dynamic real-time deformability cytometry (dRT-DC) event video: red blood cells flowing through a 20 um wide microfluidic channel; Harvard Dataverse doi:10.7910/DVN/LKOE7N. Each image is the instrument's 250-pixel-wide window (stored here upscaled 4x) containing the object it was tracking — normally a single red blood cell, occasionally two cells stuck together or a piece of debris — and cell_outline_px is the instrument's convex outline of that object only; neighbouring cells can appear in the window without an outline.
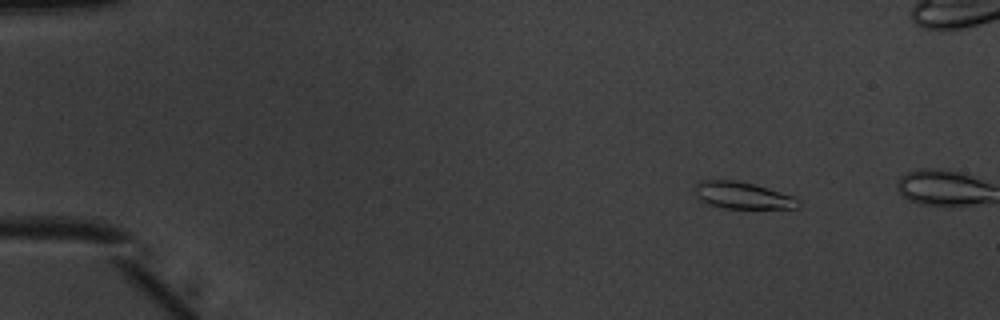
{"species": "common noctule bat (a hibernating species)", "species_latin": "Nyctalus noctula", "temperature_condition": "warm", "stored_images_in_passage": 12, "camera_frame_rate_fps": 3000, "um_per_image_px": 0.085, "animal": {"sex": "male", "body_mass_g": 20.1, "forearm_length_mm": 53.5}, "frame": {"image": 1, "passage_image": 7, "time_ms": 2.0, "image_size_px": [1000, 320], "cell_outline_px": [[800, 204], [796, 208], [720, 208], [704, 204], [696, 196], [696, 184], [704, 180], [736, 180], [768, 188], [792, 196], [800, 200]], "centroid_in_image_um": [63.09, 16.62], "position_along_channel_um": 21.9, "area_um2": 16.13}}